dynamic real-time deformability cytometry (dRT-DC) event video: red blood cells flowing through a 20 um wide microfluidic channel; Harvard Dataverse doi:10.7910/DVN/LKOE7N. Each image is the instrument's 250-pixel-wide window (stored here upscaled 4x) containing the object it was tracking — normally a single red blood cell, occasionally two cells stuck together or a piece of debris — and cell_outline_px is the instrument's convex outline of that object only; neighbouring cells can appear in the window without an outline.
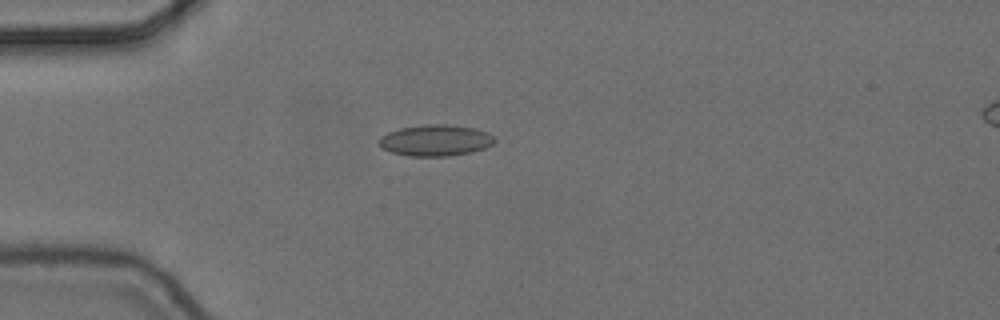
{"species": "common noctule bat (a hibernating species)", "species_latin": "Nyctalus noctula", "temperature_condition": "cold", "stored_images_in_passage": 6, "camera_frame_rate_fps": 3000, "um_per_image_px": 0.085, "animal": {"sex": "female", "body_mass_g": 24.6, "forearm_length_mm": 56.2}, "frame": {"image": 1, "passage_image": 5, "time_ms": 1.333, "image_size_px": [1000, 320], "cell_outline_px": [[496, 140], [492, 144], [484, 148], [472, 152], [448, 156], [408, 156], [392, 152], [384, 148], [380, 144], [380, 136], [388, 132], [400, 128], [428, 124], [444, 124], [472, 128], [488, 132]], "centroid_in_image_um": [37.03, 11.93], "position_along_channel_um": 48.0, "area_um2": 20.81}}